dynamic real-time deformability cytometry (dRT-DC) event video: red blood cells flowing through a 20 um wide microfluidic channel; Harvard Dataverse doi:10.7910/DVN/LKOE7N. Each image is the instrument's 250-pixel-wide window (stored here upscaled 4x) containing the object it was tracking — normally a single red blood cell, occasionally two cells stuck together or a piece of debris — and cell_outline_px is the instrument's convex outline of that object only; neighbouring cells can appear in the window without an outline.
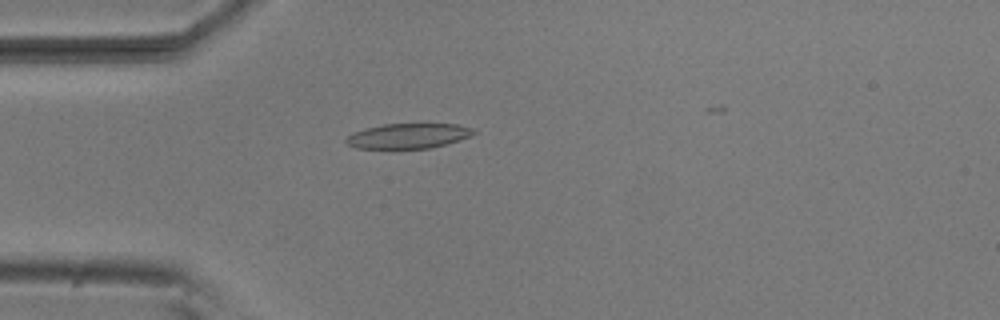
{"species": "common noctule bat (a hibernating species)", "species_latin": "Nyctalus noctula", "temperature_condition": "room temperature", "stored_images_in_passage": 2, "camera_frame_rate_fps": 3000, "um_per_image_px": 0.085, "animal": {"sex": "male", "body_mass_g": 20.5, "forearm_length_mm": 52.5}, "frame": {"image": 1, "passage_image": 2, "time_ms": 0.333, "image_size_px": [1000, 320], "cell_outline_px": [[476, 132], [460, 140], [432, 148], [396, 152], [356, 148], [348, 144], [344, 140], [352, 132], [364, 128], [384, 124], [456, 124], [476, 128]], "centroid_in_image_um": [34.64, 11.61], "position_along_channel_um": 50.4, "area_um2": 19.71}}